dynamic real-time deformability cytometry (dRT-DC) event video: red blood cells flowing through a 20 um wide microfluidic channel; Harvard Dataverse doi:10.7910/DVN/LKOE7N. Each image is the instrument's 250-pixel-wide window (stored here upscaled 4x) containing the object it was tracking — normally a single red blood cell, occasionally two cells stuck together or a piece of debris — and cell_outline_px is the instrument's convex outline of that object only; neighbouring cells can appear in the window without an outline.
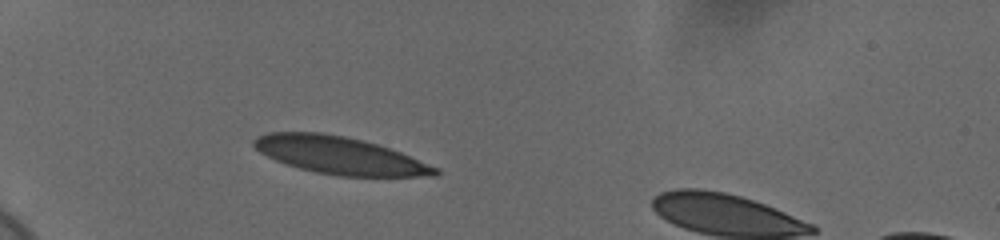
{"species": "human", "species_latin": "Homo sapiens", "temperature_condition": "cold", "stored_images_in_passage": 39, "camera_frame_rate_fps": 3000, "um_per_image_px": 0.085, "donor": {"sex": "female"}, "frame": {"image": 1, "passage_image": 1, "time_ms": 0.0, "image_size_px": [1000, 240], "cell_outline_px": [[440, 172], [436, 176], [340, 176], [316, 172], [284, 164], [260, 152], [252, 144], [252, 140], [256, 136], [268, 132], [324, 132], [344, 136], [376, 144], [400, 152], [440, 168]], "centroid_in_image_um": [28.85, 13.2], "position_along_channel_um": 56.1, "area_um2": 39.42}}
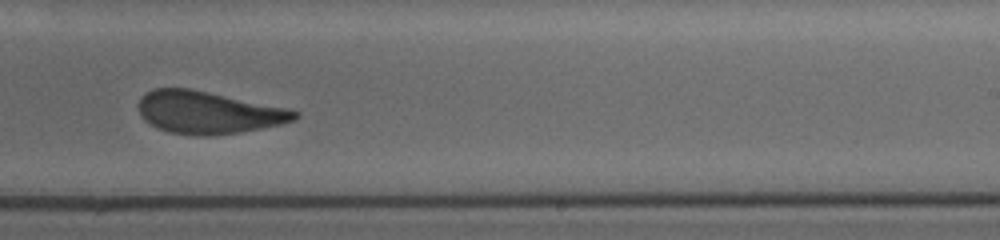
{"frame": {"image": 2, "passage_image": 21, "time_ms": 6.667, "image_size_px": [1000, 240], "cell_outline_px": [[300, 116], [296, 120], [280, 124], [240, 132], [212, 136], [196, 136], [168, 132], [156, 128], [144, 120], [140, 112], [140, 96], [152, 88], [188, 88], [288, 108], [300, 112]], "centroid_in_image_um": [17.7, 9.57], "position_along_channel_um": 271.3, "area_um2": 38.61}}
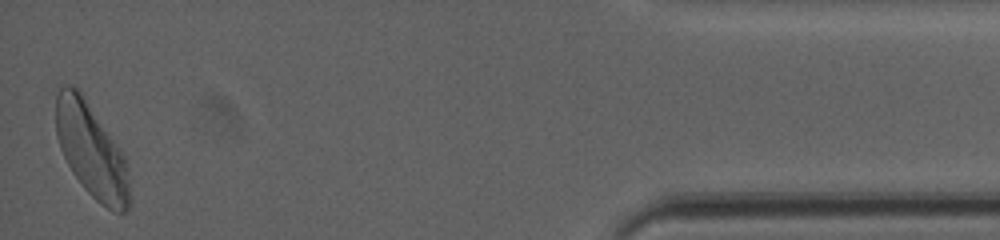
{"frame": {"image": 3, "passage_image": 39, "time_ms": 12.667, "image_size_px": [1000, 240], "cell_outline_px": [[132, 200], [128, 208], [124, 212], [112, 212], [100, 204], [84, 188], [72, 172], [60, 148], [56, 136], [56, 92], [64, 84], [68, 84], [76, 88], [80, 92], [124, 156]], "centroid_in_image_um": [7.76, 12.84], "position_along_channel_um": 427.4, "area_um2": 39.82}, "authors_computed_cell_mechanics": {"area_um2": 39.3618, "velocity_mm_per_s": 3.6463, "shape_relaxation_time_tau1_ms": 6.0174, "shape_relaxation_time_tau2_ms": 1.1548, "deformation_change_tau1": 0.185, "deformation_change_tau2": 0.058}}